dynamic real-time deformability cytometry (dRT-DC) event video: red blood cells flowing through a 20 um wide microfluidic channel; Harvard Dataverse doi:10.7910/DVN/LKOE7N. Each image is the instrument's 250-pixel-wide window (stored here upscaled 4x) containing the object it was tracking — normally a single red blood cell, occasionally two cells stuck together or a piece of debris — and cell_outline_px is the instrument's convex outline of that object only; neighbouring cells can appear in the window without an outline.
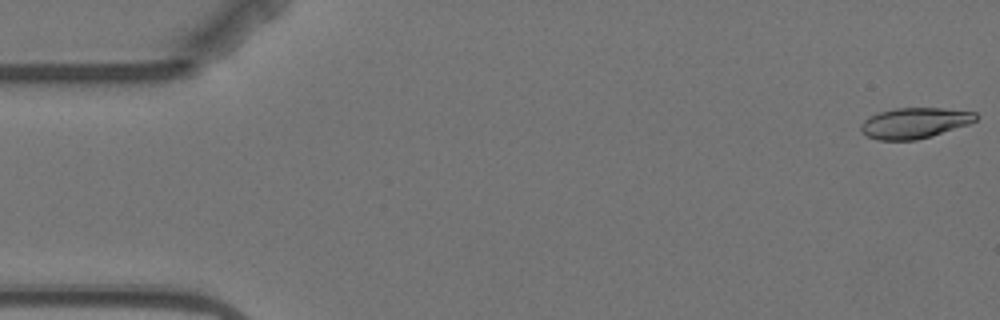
{"species": "Egyptian fruit bat (a non-hibernating species)", "species_latin": "Rousettus aegyptiacus", "temperature_condition": "warm", "stored_images_in_passage": 5, "camera_frame_rate_fps": 3000, "um_per_image_px": 0.085, "animal": {"sex": "female"}, "frame": {"image": 1, "passage_image": 1, "time_ms": 0.0, "image_size_px": [1000, 320], "cell_outline_px": [[980, 116], [976, 120], [968, 124], [932, 136], [916, 140], [876, 140], [860, 132], [860, 124], [868, 116], [876, 112], [896, 108], [944, 108], [976, 112]], "centroid_in_image_um": [77.71, 10.45], "position_along_channel_um": 7.3, "area_um2": 20.81}}
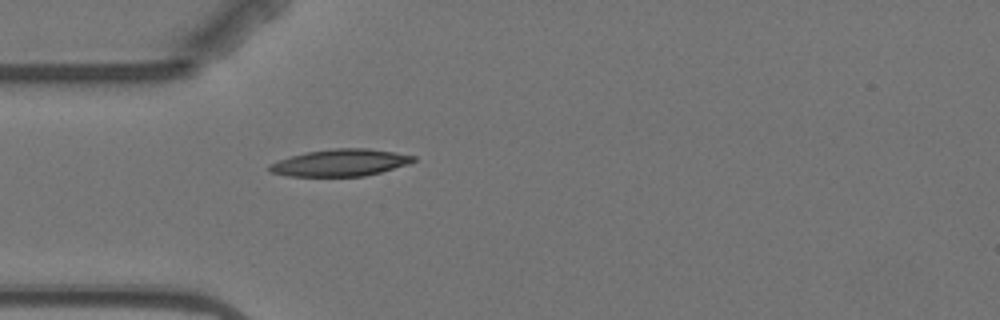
{"frame": {"image": 2, "passage_image": 5, "time_ms": 5.0, "image_size_px": [1000, 320], "cell_outline_px": [[416, 160], [408, 164], [380, 172], [364, 176], [288, 176], [268, 172], [268, 164], [292, 156], [308, 152], [332, 148], [368, 148], [396, 152], [416, 156]], "centroid_in_image_um": [28.93, 13.83], "position_along_channel_um": 56.1, "area_um2": 22.6}}